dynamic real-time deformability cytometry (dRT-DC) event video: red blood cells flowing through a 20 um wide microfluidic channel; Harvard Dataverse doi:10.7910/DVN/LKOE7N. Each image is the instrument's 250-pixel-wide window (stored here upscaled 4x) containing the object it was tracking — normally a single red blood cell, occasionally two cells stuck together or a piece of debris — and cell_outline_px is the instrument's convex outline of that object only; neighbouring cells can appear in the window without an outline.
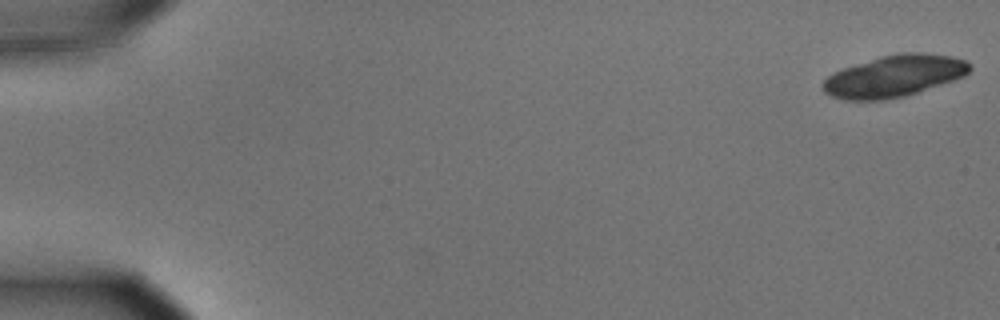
{"species": "common noctule bat (a hibernating species)", "species_latin": "Nyctalus noctula", "temperature_condition": "cold", "stored_images_in_passage": 24, "camera_frame_rate_fps": 3000, "um_per_image_px": 0.085, "animal": {"sex": "male", "body_mass_g": 15.6}, "frame": {"image": 1, "passage_image": 1, "time_ms": 0.0, "image_size_px": [1000, 320], "cell_outline_px": [[972, 68], [964, 76], [904, 96], [884, 100], [844, 100], [832, 96], [824, 92], [820, 84], [828, 76], [844, 68], [880, 56], [900, 52], [920, 52], [952, 56], [968, 60], [972, 64]], "centroid_in_image_um": [76.01, 6.45], "position_along_channel_um": 9.0, "area_um2": 35.6}}